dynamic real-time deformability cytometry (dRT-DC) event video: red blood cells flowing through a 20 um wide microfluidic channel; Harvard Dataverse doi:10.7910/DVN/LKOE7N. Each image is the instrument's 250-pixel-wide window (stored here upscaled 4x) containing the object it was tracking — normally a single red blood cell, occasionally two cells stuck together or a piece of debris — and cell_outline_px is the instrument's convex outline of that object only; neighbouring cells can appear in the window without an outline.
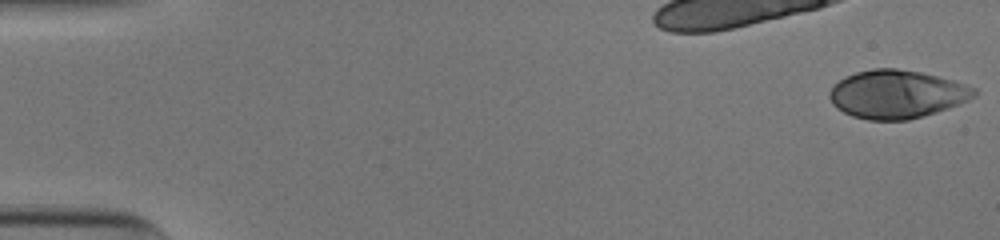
{"species": "human", "species_latin": "Homo sapiens", "temperature_condition": "cold", "stored_images_in_passage": 52, "camera_frame_rate_fps": 3000, "um_per_image_px": 0.085, "donor": {"sex": "male"}, "frame": {"image": 1, "passage_image": 1, "time_ms": 0.0, "image_size_px": [1000, 240], "cell_outline_px": [[976, 96], [960, 104], [936, 112], [908, 120], [868, 120], [852, 116], [836, 108], [832, 104], [828, 96], [828, 92], [840, 80], [856, 72], [872, 68], [896, 68], [920, 72], [956, 80], [976, 88]], "centroid_in_image_um": [76.24, 8.01], "position_along_channel_um": 8.8, "area_um2": 40.81}}
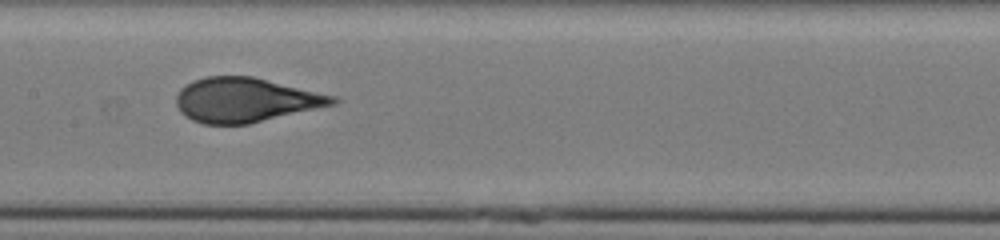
{"frame": {"image": 2, "passage_image": 27, "time_ms": 8.667, "image_size_px": [1000, 240], "cell_outline_px": [[340, 100], [336, 104], [248, 124], [204, 124], [192, 120], [184, 116], [180, 112], [176, 104], [176, 96], [180, 88], [204, 76], [252, 76], [336, 96]], "centroid_in_image_um": [20.86, 8.5], "position_along_channel_um": 186.5, "area_um2": 40.4}}
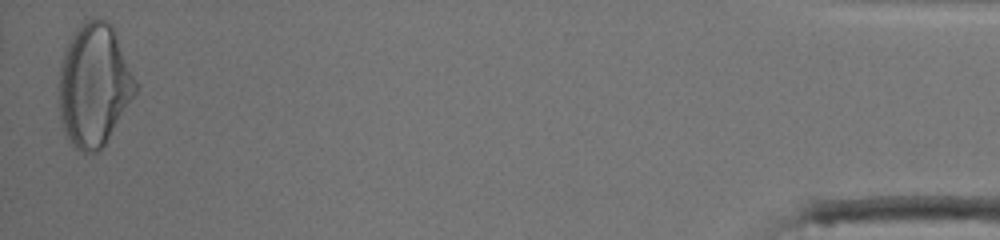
{"frame": {"image": 3, "passage_image": 52, "time_ms": 17.0, "image_size_px": [1000, 240], "cell_outline_px": [[140, 84], [136, 92], [104, 144], [96, 152], [80, 152], [72, 144], [64, 132], [60, 120], [60, 64], [64, 48], [76, 28], [80, 24], [96, 16], [112, 24]], "centroid_in_image_um": [8.01, 7.18], "position_along_channel_um": 427.2, "area_um2": 54.91}, "authors_computed_cell_mechanics": {"area_um2": 40.5178, "velocity_mm_per_s": 3.8964, "shape_relaxation_time_tau1_ms": 4.7088, "shape_relaxation_time_tau2_ms": null, "deformation_change_tau1": 0.2072, "deformation_change_tau2": null}}